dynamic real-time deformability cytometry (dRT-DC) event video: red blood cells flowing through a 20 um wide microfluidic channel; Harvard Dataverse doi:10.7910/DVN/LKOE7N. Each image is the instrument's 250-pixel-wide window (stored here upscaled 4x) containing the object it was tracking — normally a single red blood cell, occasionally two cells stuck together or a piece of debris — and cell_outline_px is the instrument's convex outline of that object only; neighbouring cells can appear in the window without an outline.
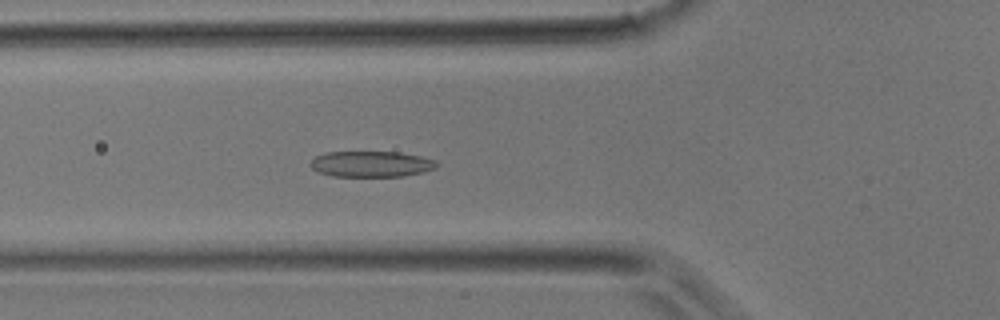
{"species": "common noctule bat (a hibernating species)", "species_latin": "Nyctalus noctula", "temperature_condition": "room temperature", "stored_images_in_passage": 40, "camera_frame_rate_fps": 3000, "um_per_image_px": 0.085, "animal": {"sex": "male", "body_mass_g": 17.9}, "frame": {"image": 1, "passage_image": 14, "time_ms": 4.333, "image_size_px": [1000, 320], "cell_outline_px": [[440, 164], [436, 168], [424, 172], [404, 176], [332, 176], [320, 172], [312, 168], [312, 160], [316, 156], [324, 152], [400, 152], [420, 156], [436, 160]], "centroid_in_image_um": [31.62, 13.94], "position_along_channel_um": 94.2, "area_um2": 19.02}}
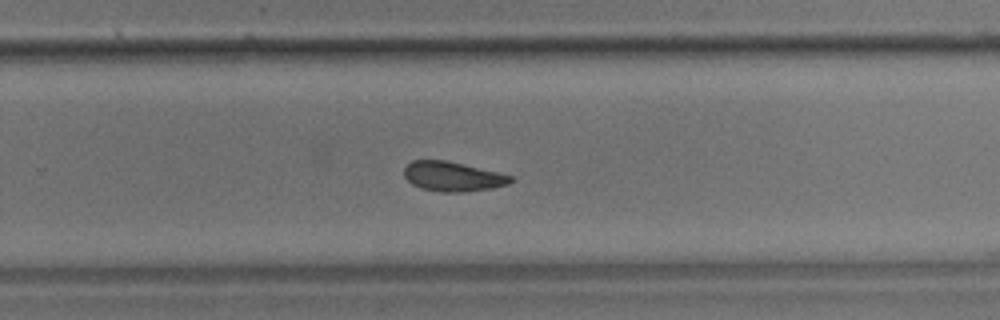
{"frame": {"image": 2, "passage_image": 26, "time_ms": 8.333, "image_size_px": [1000, 320], "cell_outline_px": [[512, 180], [508, 184], [492, 188], [460, 192], [440, 192], [420, 188], [412, 184], [404, 176], [404, 168], [412, 160], [444, 160], [496, 172], [512, 176]], "centroid_in_image_um": [38.43, 15.01], "position_along_channel_um": 291.4, "area_um2": 18.09}}
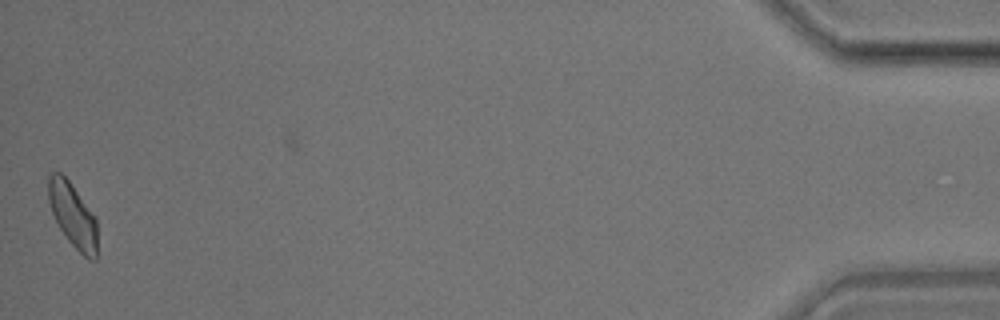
{"frame": {"image": 3, "passage_image": 40, "time_ms": 13.0, "image_size_px": [1000, 320], "cell_outline_px": [[96, 260], [88, 260], [68, 240], [60, 228], [52, 212], [48, 200], [48, 176], [52, 172], [60, 172], [68, 180], [96, 216]], "centroid_in_image_um": [6.19, 18.28], "position_along_channel_um": 429.0, "area_um2": 18.15}}